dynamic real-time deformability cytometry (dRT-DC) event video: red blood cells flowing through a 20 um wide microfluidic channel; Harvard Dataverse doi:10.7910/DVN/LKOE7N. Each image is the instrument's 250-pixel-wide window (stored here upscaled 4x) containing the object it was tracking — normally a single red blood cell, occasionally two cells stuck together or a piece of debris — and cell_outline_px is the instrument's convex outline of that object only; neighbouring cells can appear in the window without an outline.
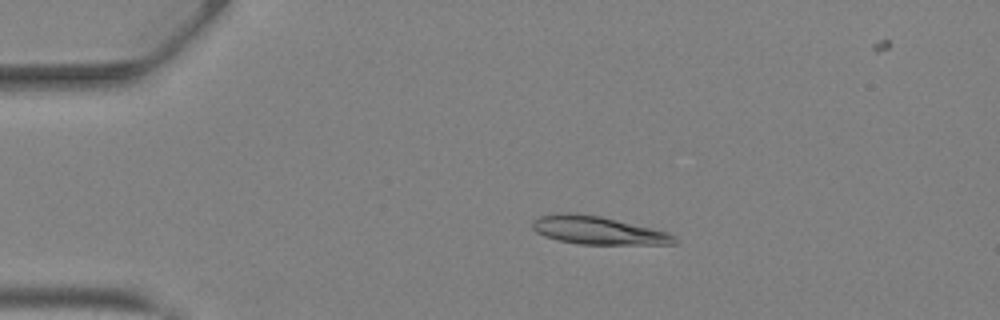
{"species": "Egyptian fruit bat (a non-hibernating species)", "species_latin": "Rousettus aegyptiacus", "temperature_condition": "warm", "stored_images_in_passage": 42, "camera_frame_rate_fps": 3000, "um_per_image_px": 0.085, "animal": {"sex": "female"}, "frame": {"image": 1, "passage_image": 8, "time_ms": 2.333, "image_size_px": [1000, 320], "cell_outline_px": [[680, 240], [676, 244], [580, 244], [560, 240], [544, 236], [536, 232], [532, 228], [532, 220], [536, 216], [556, 212], [572, 212], [600, 216], [652, 228], [668, 232], [676, 236]], "centroid_in_image_um": [50.8, 19.56], "position_along_channel_um": 34.2, "area_um2": 23.47}}
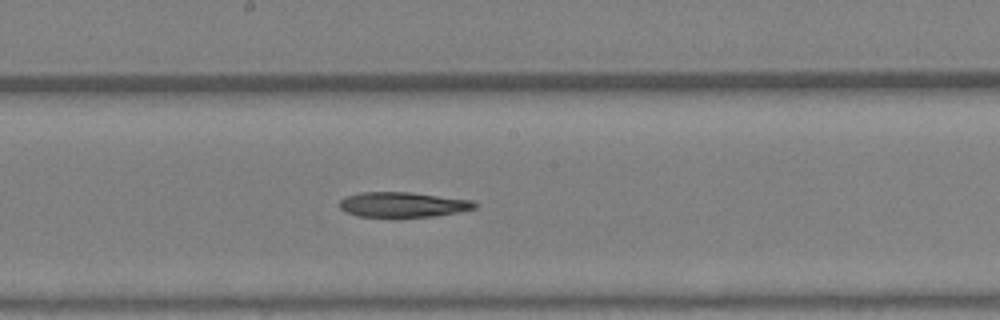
{"frame": {"image": 2, "passage_image": 22, "time_ms": 7.0, "image_size_px": [1000, 320], "cell_outline_px": [[476, 208], [460, 212], [436, 216], [400, 220], [392, 220], [356, 216], [344, 212], [340, 208], [340, 200], [348, 196], [360, 192], [412, 192], [472, 200], [476, 204]], "centroid_in_image_um": [34.22, 17.45], "position_along_channel_um": 214.0, "area_um2": 20.92}}
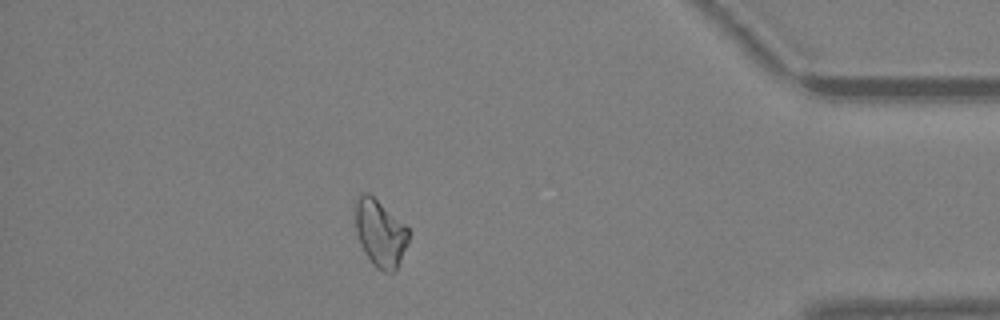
{"frame": {"image": 3, "passage_image": 36, "time_ms": 11.667, "image_size_px": [1000, 320], "cell_outline_px": [[412, 232], [408, 244], [396, 268], [392, 272], [384, 272], [376, 268], [372, 264], [364, 252], [360, 244], [356, 232], [356, 196], [364, 192], [368, 192], [404, 224]], "centroid_in_image_um": [32.32, 19.83], "position_along_channel_um": 402.9, "area_um2": 20.81}, "authors_computed_cell_mechanics": {"area_um2": 21.5016, "velocity_mm_per_s": 4.9074, "shape_relaxation_time_tau1_ms": 9.4201, "shape_relaxation_time_tau2_ms": null, "deformation_change_tau1": 0.1847, "deformation_change_tau2": null}}